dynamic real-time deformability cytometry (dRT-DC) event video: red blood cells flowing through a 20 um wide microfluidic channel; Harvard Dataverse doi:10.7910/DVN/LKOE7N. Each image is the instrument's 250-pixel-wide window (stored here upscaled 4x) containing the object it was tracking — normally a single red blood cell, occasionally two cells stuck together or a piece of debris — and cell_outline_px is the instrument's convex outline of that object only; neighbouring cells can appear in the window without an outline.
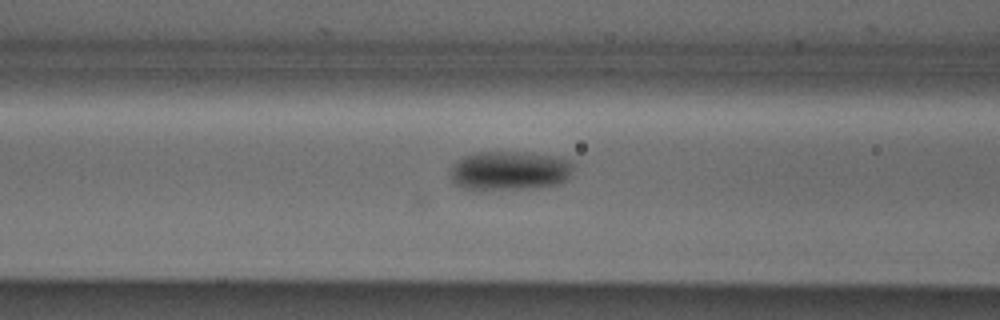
{"species": "Egyptian fruit bat (a non-hibernating species)", "species_latin": "Rousettus aegyptiacus", "temperature_condition": "cold", "stored_images_in_passage": 8, "camera_frame_rate_fps": 3000, "um_per_image_px": 0.085, "animal": {"sex": "male"}, "frame": {"image": 1, "passage_image": 6, "time_ms": 1.667, "image_size_px": [1000, 320], "cell_outline_px": [[572, 168], [568, 180], [560, 184], [536, 188], [476, 192], [460, 188], [452, 180], [452, 164], [456, 160], [464, 156], [476, 152], [524, 152], [552, 156], [568, 160], [572, 164]], "centroid_in_image_um": [43.27, 14.55], "position_along_channel_um": 123.3, "area_um2": 28.78}}